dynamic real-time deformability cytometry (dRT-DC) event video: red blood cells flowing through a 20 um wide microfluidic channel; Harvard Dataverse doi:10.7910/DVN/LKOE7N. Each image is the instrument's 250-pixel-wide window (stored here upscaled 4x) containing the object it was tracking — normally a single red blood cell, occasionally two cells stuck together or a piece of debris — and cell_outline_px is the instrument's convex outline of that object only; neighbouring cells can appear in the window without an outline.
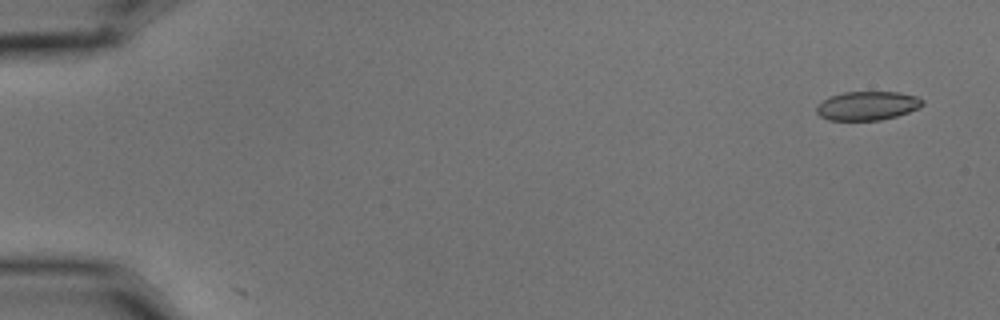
{"species": "common noctule bat (a hibernating species)", "species_latin": "Nyctalus noctula", "temperature_condition": "cold", "stored_images_in_passage": 6, "camera_frame_rate_fps": 3000, "um_per_image_px": 0.085, "animal": {"sex": "male", "body_mass_g": 15.6}, "frame": {"image": 1, "passage_image": 1, "time_ms": 0.0, "image_size_px": [1000, 320], "cell_outline_px": [[924, 104], [920, 108], [896, 116], [880, 120], [828, 120], [820, 116], [816, 112], [816, 104], [828, 96], [844, 92], [900, 92], [916, 96], [924, 100]], "centroid_in_image_um": [73.71, 8.98], "position_along_channel_um": 11.3, "area_um2": 18.03}}
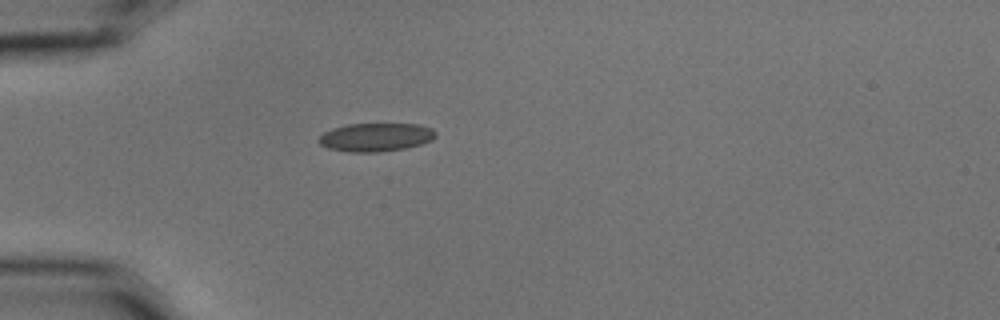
{"frame": {"image": 2, "passage_image": 5, "time_ms": 1.333, "image_size_px": [1000, 320], "cell_outline_px": [[436, 136], [432, 140], [420, 144], [404, 148], [376, 152], [348, 152], [328, 148], [320, 144], [320, 136], [324, 132], [332, 128], [348, 124], [416, 124], [432, 128], [436, 132]], "centroid_in_image_um": [31.94, 11.66], "position_along_channel_um": 53.1, "area_um2": 19.19}}